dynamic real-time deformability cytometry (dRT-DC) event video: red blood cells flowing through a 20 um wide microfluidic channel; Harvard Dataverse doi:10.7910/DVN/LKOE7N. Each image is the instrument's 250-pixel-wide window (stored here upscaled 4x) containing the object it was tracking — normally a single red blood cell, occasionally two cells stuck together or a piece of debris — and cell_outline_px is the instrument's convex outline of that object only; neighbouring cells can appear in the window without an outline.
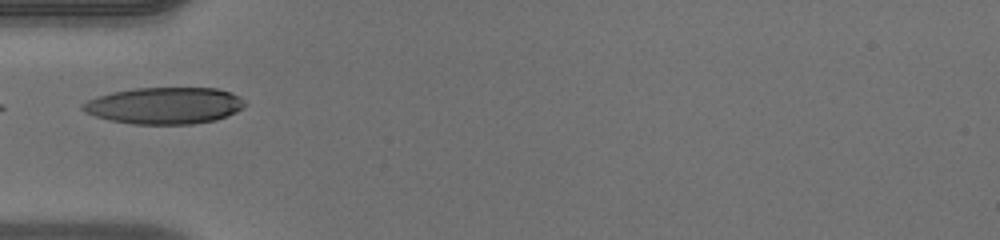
{"species": "human", "species_latin": "Homo sapiens", "temperature_condition": "warm", "stored_images_in_passage": 34, "camera_frame_rate_fps": 3000, "um_per_image_px": 0.085, "donor": {"sex": "male"}, "frame": {"image": 1, "passage_image": 1, "time_ms": 0.0, "image_size_px": [1000, 240], "cell_outline_px": [[248, 104], [236, 112], [216, 120], [192, 124], [132, 124], [112, 120], [96, 116], [84, 112], [80, 108], [80, 104], [88, 100], [112, 92], [136, 88], [216, 88], [240, 96]], "centroid_in_image_um": [14.0, 8.98], "position_along_channel_um": 71.0, "area_um2": 34.62}}
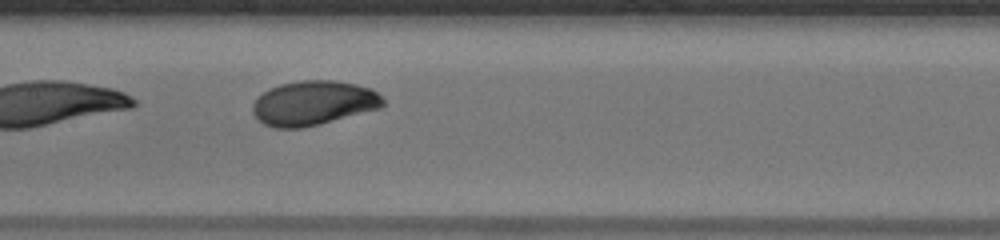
{"frame": {"image": 2, "passage_image": 9, "time_ms": 2.667, "image_size_px": [1000, 240], "cell_outline_px": [[384, 104], [380, 108], [320, 124], [300, 128], [272, 128], [264, 124], [252, 112], [252, 104], [268, 88], [280, 84], [300, 80], [332, 80], [356, 84], [372, 88], [384, 100]], "centroid_in_image_um": [26.64, 8.75], "position_along_channel_um": 180.8, "area_um2": 33.76}}
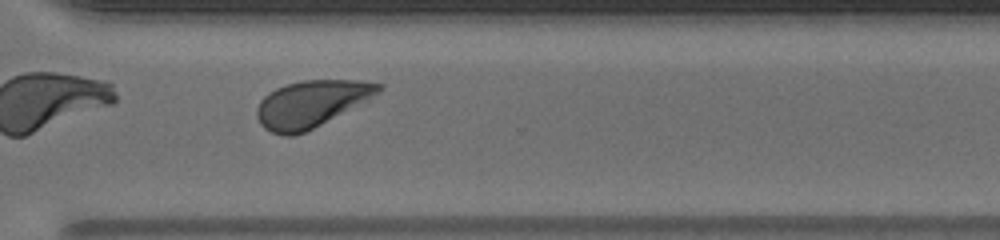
{"frame": {"image": 3, "passage_image": 21, "time_ms": 6.667, "image_size_px": [1000, 240], "cell_outline_px": [[384, 88], [380, 92], [320, 124], [304, 132], [292, 136], [284, 136], [272, 132], [264, 128], [260, 124], [256, 116], [256, 108], [260, 100], [264, 96], [276, 88], [288, 84], [304, 80], [356, 80], [384, 84]], "centroid_in_image_um": [26.4, 8.81], "position_along_channel_um": 344.2, "area_um2": 32.54}, "authors_computed_cell_mechanics": {"area_um2": 33.6107, "velocity_mm_per_s": 4.09, "shape_relaxation_time_tau1_ms": 2.5479, "shape_relaxation_time_tau2_ms": null, "deformation_change_tau1": 0.1514, "deformation_change_tau2": null}}